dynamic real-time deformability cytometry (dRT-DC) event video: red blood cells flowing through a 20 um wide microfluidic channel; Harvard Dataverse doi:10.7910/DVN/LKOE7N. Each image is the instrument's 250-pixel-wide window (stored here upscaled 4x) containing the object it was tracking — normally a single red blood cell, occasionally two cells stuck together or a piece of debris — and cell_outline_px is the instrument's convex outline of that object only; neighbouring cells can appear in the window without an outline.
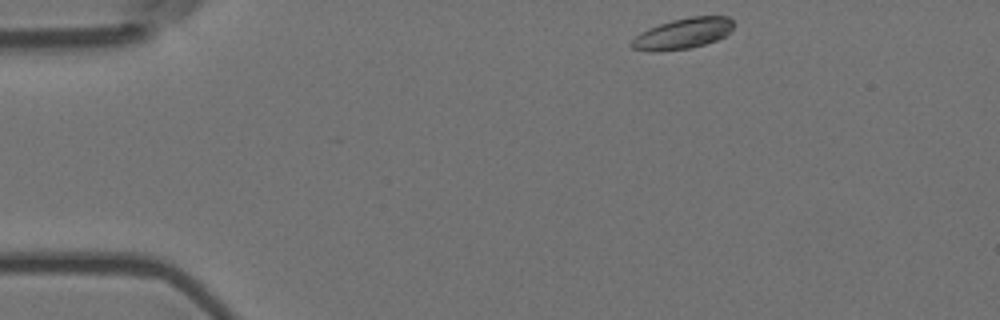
{"species": "Egyptian fruit bat (a non-hibernating species)", "species_latin": "Rousettus aegyptiacus", "temperature_condition": "room temperature", "stored_images_in_passage": 49, "camera_frame_rate_fps": 3000, "um_per_image_px": 0.085, "animal": {"sex": "female"}, "frame": {"image": 1, "passage_image": 1, "time_ms": 0.0, "image_size_px": [1000, 320], "cell_outline_px": [[736, 24], [724, 36], [716, 40], [692, 48], [652, 52], [648, 52], [632, 48], [628, 44], [640, 32], [648, 28], [672, 20], [692, 16], [728, 16]], "centroid_in_image_um": [58.02, 2.85], "position_along_channel_um": 27.0, "area_um2": 18.38}}
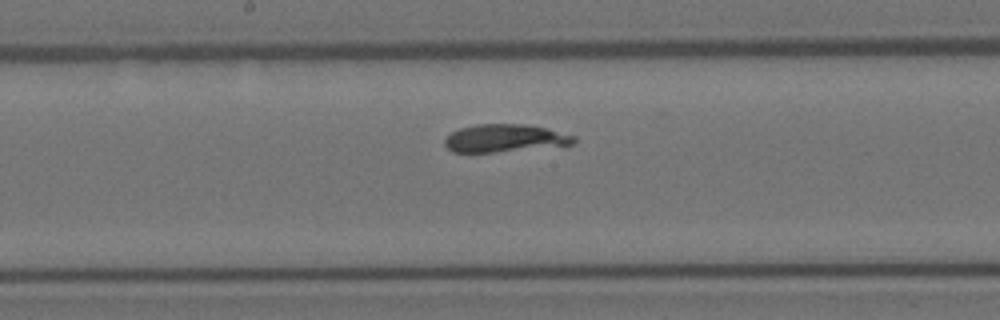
{"frame": {"image": 2, "passage_image": 22, "time_ms": 7.0, "image_size_px": [1000, 320], "cell_outline_px": [[576, 140], [572, 144], [496, 152], [452, 152], [444, 144], [444, 140], [452, 132], [460, 128], [476, 124], [524, 124], [548, 128], [576, 136]], "centroid_in_image_um": [42.9, 11.74], "position_along_channel_um": 205.3, "area_um2": 20.75}}
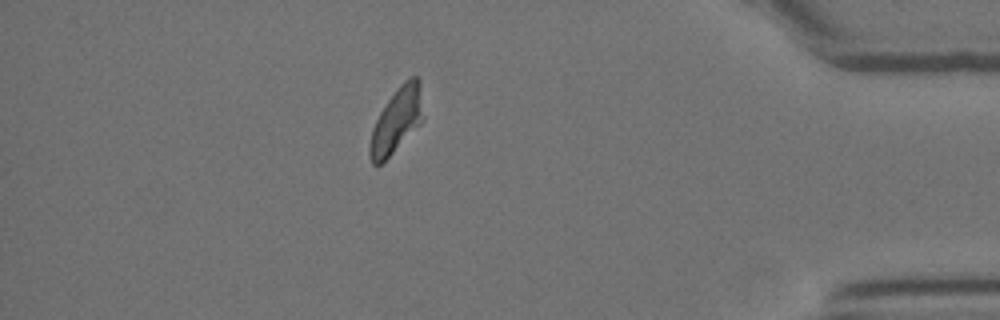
{"frame": {"image": 3, "passage_image": 42, "time_ms": 13.667, "image_size_px": [1000, 320], "cell_outline_px": [[424, 120], [376, 168], [372, 164], [368, 156], [368, 144], [372, 128], [380, 112], [396, 88], [404, 80], [412, 76], [416, 76], [420, 80], [424, 116]], "centroid_in_image_um": [33.7, 10.22], "position_along_channel_um": 401.5, "area_um2": 20.29}}